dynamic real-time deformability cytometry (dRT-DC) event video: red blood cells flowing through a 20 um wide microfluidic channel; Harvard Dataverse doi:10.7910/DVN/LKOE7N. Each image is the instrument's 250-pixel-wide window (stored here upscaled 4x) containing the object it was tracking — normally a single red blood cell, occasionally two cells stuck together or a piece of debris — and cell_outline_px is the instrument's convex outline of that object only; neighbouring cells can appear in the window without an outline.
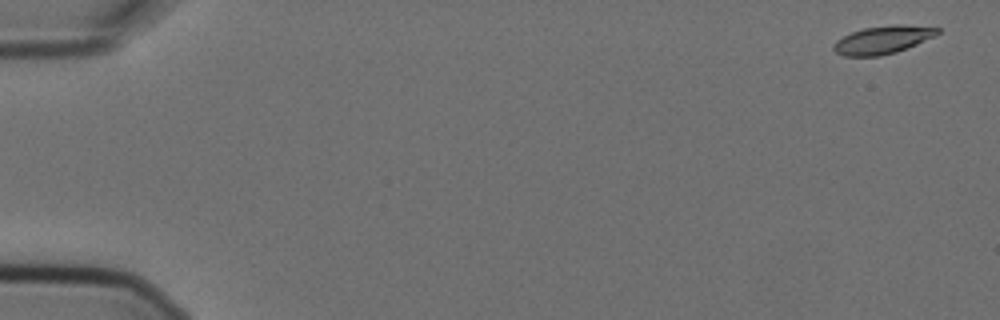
{"species": "Egyptian fruit bat (a non-hibernating species)", "species_latin": "Rousettus aegyptiacus", "temperature_condition": "cold", "stored_images_in_passage": 5, "camera_frame_rate_fps": 3000, "um_per_image_px": 0.085, "animal": {"sex": "female"}, "frame": {"image": 1, "passage_image": 1, "time_ms": 0.0, "image_size_px": [1000, 320], "cell_outline_px": [[940, 32], [936, 36], [896, 52], [880, 56], [844, 56], [836, 52], [832, 48], [836, 40], [852, 32], [864, 28], [896, 24], [900, 24], [940, 28]], "centroid_in_image_um": [75.04, 3.38], "position_along_channel_um": 10.0, "area_um2": 16.82}}